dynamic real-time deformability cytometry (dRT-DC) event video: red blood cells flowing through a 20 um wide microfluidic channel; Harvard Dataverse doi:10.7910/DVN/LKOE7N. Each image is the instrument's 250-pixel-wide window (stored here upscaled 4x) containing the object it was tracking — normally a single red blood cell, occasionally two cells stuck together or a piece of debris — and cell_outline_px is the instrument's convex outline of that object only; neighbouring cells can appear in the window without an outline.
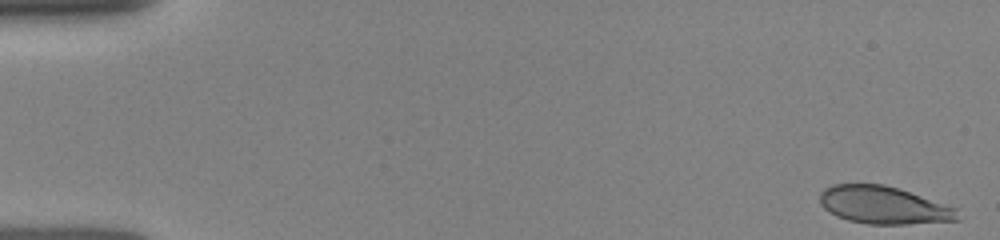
{"species": "human", "species_latin": "Homo sapiens", "temperature_condition": "room temperature", "stored_images_in_passage": 26, "camera_frame_rate_fps": 3000, "um_per_image_px": 0.085, "donor": {"sex": "female"}, "frame": {"image": 1, "passage_image": 1, "time_ms": 0.0, "image_size_px": [1000, 240], "cell_outline_px": [[960, 220], [908, 224], [868, 224], [848, 220], [836, 216], [824, 208], [820, 204], [820, 192], [824, 188], [832, 184], [884, 184], [956, 208]], "centroid_in_image_um": [75.06, 17.44], "position_along_channel_um": 9.9, "area_um2": 29.94}}
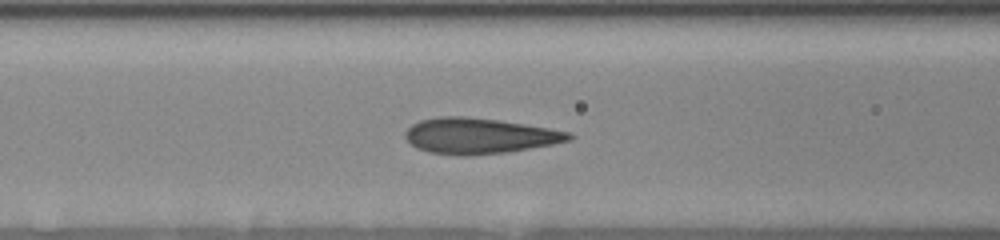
{"frame": {"image": 2, "passage_image": 15, "time_ms": 6.333, "image_size_px": [1000, 240], "cell_outline_px": [[576, 136], [572, 140], [552, 144], [508, 152], [472, 156], [460, 156], [428, 152], [416, 148], [404, 136], [404, 132], [412, 124], [420, 120], [440, 116], [460, 116], [496, 120], [548, 128], [568, 132]], "centroid_in_image_um": [40.71, 11.56], "position_along_channel_um": 125.9, "area_um2": 33.99}}
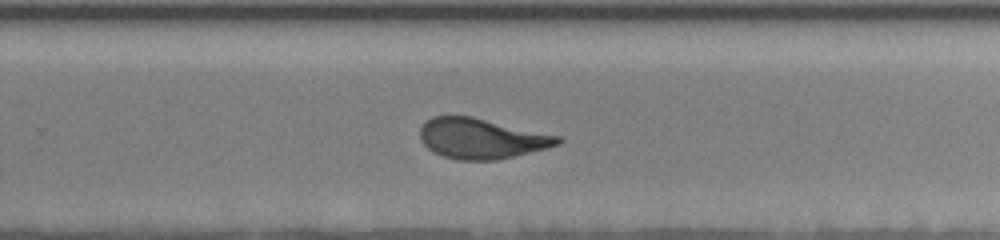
{"frame": {"image": 3, "passage_image": 26, "time_ms": 10.333, "image_size_px": [1000, 240], "cell_outline_px": [[564, 140], [560, 144], [548, 148], [496, 160], [456, 160], [432, 152], [420, 140], [420, 128], [432, 116], [472, 116], [560, 136]], "centroid_in_image_um": [40.93, 11.78], "position_along_channel_um": 288.9, "area_um2": 32.37}}